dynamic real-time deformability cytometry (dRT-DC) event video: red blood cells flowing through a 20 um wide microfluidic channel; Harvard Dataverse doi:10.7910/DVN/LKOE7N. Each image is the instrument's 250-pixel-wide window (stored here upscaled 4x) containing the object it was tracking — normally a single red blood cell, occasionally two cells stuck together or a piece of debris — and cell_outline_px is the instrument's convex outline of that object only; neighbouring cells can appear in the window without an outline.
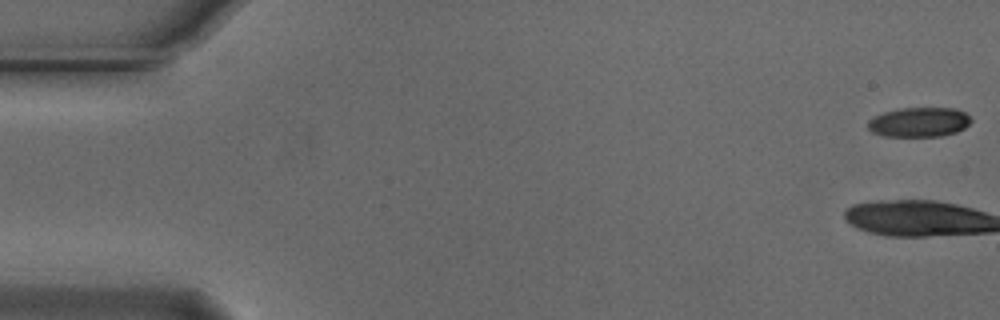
{"species": "Egyptian fruit bat (a non-hibernating species)", "species_latin": "Rousettus aegyptiacus", "temperature_condition": "cold", "stored_images_in_passage": 19, "camera_frame_rate_fps": 3000, "um_per_image_px": 0.085, "animal": {"sex": "male"}, "frame": {"image": 1, "passage_image": 1, "time_ms": 0.0, "image_size_px": [1000, 320], "cell_outline_px": [[972, 120], [964, 128], [956, 132], [940, 136], [884, 136], [872, 132], [868, 128], [868, 120], [884, 112], [900, 108], [956, 108], [964, 112]], "centroid_in_image_um": [78.12, 10.38], "position_along_channel_um": 6.9, "area_um2": 17.69}}